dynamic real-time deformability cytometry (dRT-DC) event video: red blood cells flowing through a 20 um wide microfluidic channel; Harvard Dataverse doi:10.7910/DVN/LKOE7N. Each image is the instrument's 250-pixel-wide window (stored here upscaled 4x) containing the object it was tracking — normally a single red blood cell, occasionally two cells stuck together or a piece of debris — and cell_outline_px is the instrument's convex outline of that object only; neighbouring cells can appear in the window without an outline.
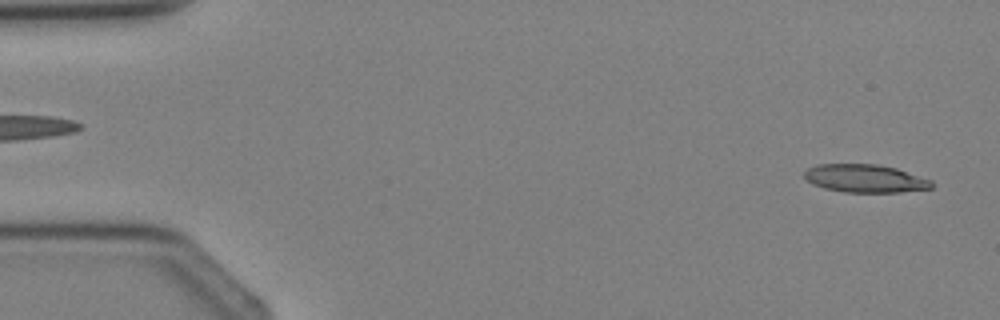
{"species": "Egyptian fruit bat (a non-hibernating species)", "species_latin": "Rousettus aegyptiacus", "temperature_condition": "cold", "stored_images_in_passage": 4, "camera_frame_rate_fps": 3000, "um_per_image_px": 0.085, "animal": {"sex": "female"}, "frame": {"image": 1, "passage_image": 1, "time_ms": 0.0, "image_size_px": [1000, 320], "cell_outline_px": [[932, 188], [900, 192], [844, 192], [824, 188], [812, 184], [804, 176], [804, 172], [808, 168], [816, 164], [876, 164], [896, 168], [932, 180]], "centroid_in_image_um": [73.52, 15.16], "position_along_channel_um": 11.5, "area_um2": 20.75}}
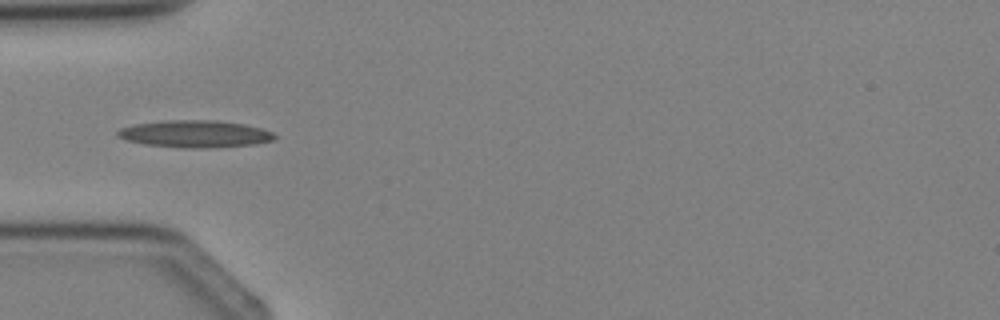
{"frame": {"image": 2, "passage_image": 4, "time_ms": 3.333, "image_size_px": [1000, 320], "cell_outline_px": [[276, 136], [272, 140], [256, 144], [204, 148], [184, 148], [144, 144], [124, 140], [116, 136], [116, 132], [120, 128], [132, 124], [164, 120], [216, 120], [244, 124], [260, 128], [272, 132]], "centroid_in_image_um": [16.51, 11.38], "position_along_channel_um": 68.5, "area_um2": 24.97}}